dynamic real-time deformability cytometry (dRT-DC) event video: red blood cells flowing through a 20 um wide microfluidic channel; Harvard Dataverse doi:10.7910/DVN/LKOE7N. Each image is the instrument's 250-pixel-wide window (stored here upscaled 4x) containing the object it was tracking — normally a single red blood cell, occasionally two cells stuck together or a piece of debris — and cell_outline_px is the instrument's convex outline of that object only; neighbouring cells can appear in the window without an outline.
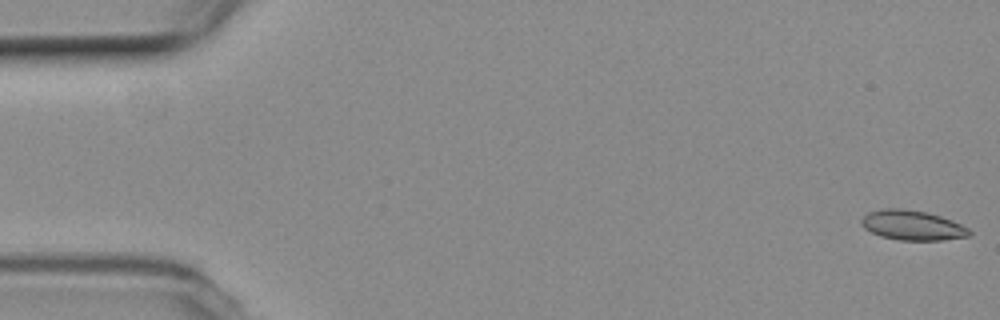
{"species": "common noctule bat (a hibernating species)", "species_latin": "Nyctalus noctula", "temperature_condition": "room temperature", "stored_images_in_passage": 55, "camera_frame_rate_fps": 3000, "um_per_image_px": 0.085, "animal": {"sex": "female", "body_mass_g": 19.3, "forearm_length_mm": 54.1}, "frame": {"image": 1, "passage_image": 1, "time_ms": 0.0, "image_size_px": [1000, 320], "cell_outline_px": [[972, 236], [944, 240], [900, 240], [880, 236], [864, 228], [860, 224], [860, 220], [868, 212], [880, 208], [900, 208], [928, 212], [952, 220], [968, 228], [972, 232]], "centroid_in_image_um": [77.55, 19.14], "position_along_channel_um": 7.4, "area_um2": 18.96}}
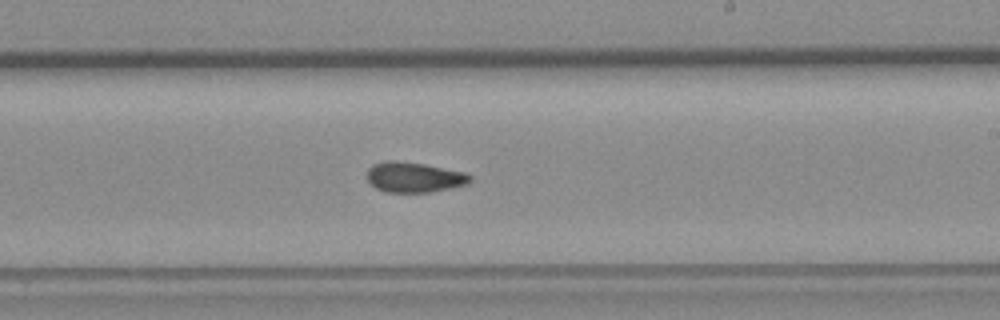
{"frame": {"image": 2, "passage_image": 32, "time_ms": 10.333, "image_size_px": [1000, 320], "cell_outline_px": [[472, 180], [468, 184], [428, 192], [384, 192], [376, 188], [368, 180], [368, 168], [372, 164], [388, 160], [396, 160], [424, 164], [464, 172], [472, 176]], "centroid_in_image_um": [35.19, 15.05], "position_along_channel_um": 253.8, "area_um2": 18.09}}
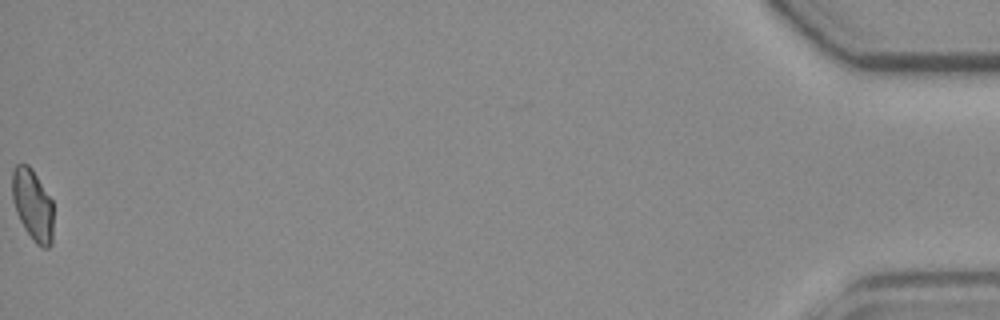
{"frame": {"image": 3, "passage_image": 55, "time_ms": 18.0, "image_size_px": [1000, 320], "cell_outline_px": [[52, 244], [48, 248], [44, 248], [36, 244], [32, 240], [24, 228], [16, 212], [12, 200], [12, 172], [16, 164], [28, 164], [32, 168], [52, 200]], "centroid_in_image_um": [2.77, 17.42], "position_along_channel_um": 432.4, "area_um2": 17.22}, "authors_computed_cell_mechanics": {"area_um2": 18.0336, "velocity_mm_per_s": 3.7555, "shape_relaxation_time_tau1_ms": 10.1545, "shape_relaxation_time_tau2_ms": 2.4591, "deformation_change_tau1": 0.1912, "deformation_change_tau2": 0.0787}}